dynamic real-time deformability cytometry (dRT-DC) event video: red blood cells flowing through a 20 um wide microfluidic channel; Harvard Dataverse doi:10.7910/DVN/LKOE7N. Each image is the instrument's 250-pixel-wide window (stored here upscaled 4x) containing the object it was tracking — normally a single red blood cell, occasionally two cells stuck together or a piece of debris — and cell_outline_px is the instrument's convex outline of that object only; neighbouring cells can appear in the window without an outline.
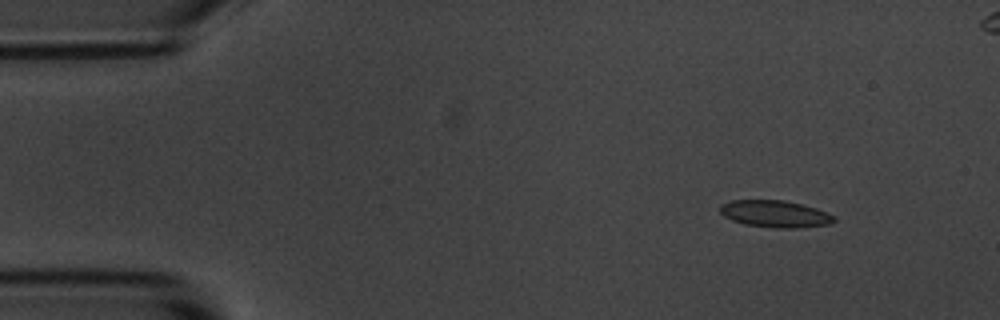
{"species": "common noctule bat (a hibernating species)", "species_latin": "Nyctalus noctula", "temperature_condition": "room temperature", "stored_images_in_passage": 6, "camera_frame_rate_fps": 3000, "um_per_image_px": 0.085, "animal": {"sex": "male", "body_mass_g": 20.1, "forearm_length_mm": 53.5}, "frame": {"image": 1, "passage_image": 1, "time_ms": 0.0, "image_size_px": [1000, 320], "cell_outline_px": [[836, 220], [832, 224], [796, 228], [776, 228], [744, 224], [732, 220], [724, 216], [720, 212], [720, 204], [728, 200], [784, 200], [816, 208], [828, 212], [836, 216]], "centroid_in_image_um": [65.9, 18.18], "position_along_channel_um": 19.1, "area_um2": 18.09}}
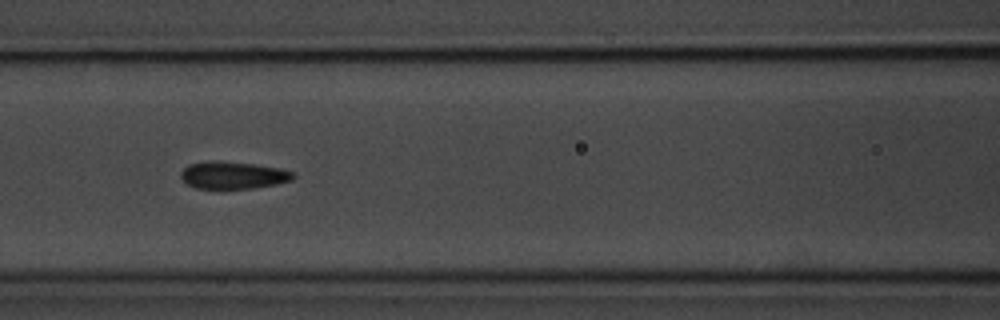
{"frame": {"image": 2, "passage_image": 6, "time_ms": 5.667, "image_size_px": [1000, 320], "cell_outline_px": [[296, 176], [292, 180], [276, 184], [252, 188], [224, 192], [220, 192], [196, 188], [188, 184], [180, 176], [180, 172], [188, 164], [212, 160], [216, 160], [252, 164], [280, 168], [296, 172]], "centroid_in_image_um": [19.79, 14.93], "position_along_channel_um": 146.8, "area_um2": 18.73}}